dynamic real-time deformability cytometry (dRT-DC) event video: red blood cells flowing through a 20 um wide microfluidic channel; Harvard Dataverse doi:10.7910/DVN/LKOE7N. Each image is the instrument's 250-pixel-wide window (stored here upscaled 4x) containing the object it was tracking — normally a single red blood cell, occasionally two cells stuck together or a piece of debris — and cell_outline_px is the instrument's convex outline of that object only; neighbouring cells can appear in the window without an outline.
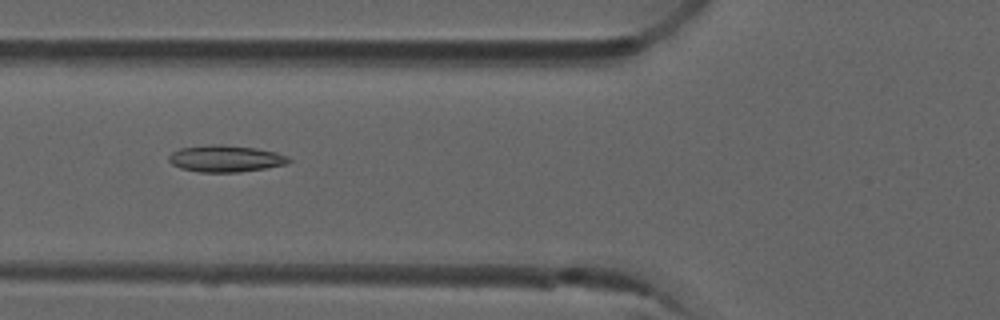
{"species": "common noctule bat (a hibernating species)", "species_latin": "Nyctalus noctula", "temperature_condition": "room temperature", "stored_images_in_passage": 6, "camera_frame_rate_fps": 3000, "um_per_image_px": 0.085, "animal": {"sex": "male", "forearm_length_mm": 52.5}, "frame": {"image": 1, "passage_image": 3, "time_ms": 0.667, "image_size_px": [1000, 320], "cell_outline_px": [[292, 160], [284, 164], [264, 168], [240, 172], [200, 172], [180, 168], [172, 164], [168, 160], [168, 156], [172, 152], [180, 148], [208, 144], [224, 144], [256, 148], [276, 152], [288, 156]], "centroid_in_image_um": [19.14, 13.47], "position_along_channel_um": 106.7, "area_um2": 18.73}}
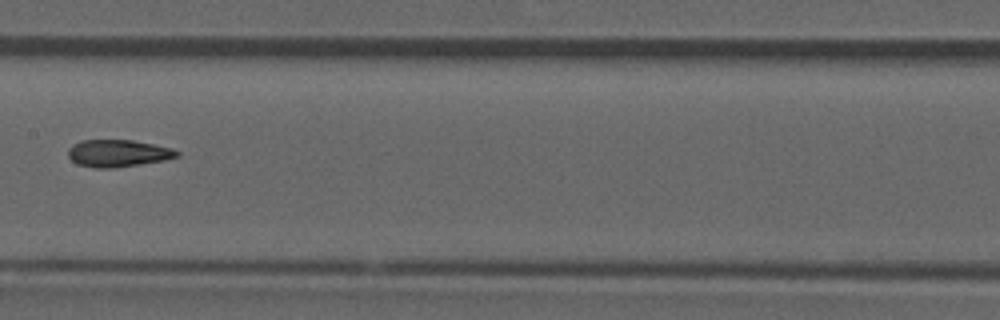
{"frame": {"image": 2, "passage_image": 5, "time_ms": 1.333, "image_size_px": [1000, 320], "cell_outline_px": [[180, 156], [164, 160], [112, 168], [96, 168], [76, 164], [68, 156], [68, 148], [80, 140], [132, 140], [172, 148], [180, 152]], "centroid_in_image_um": [10.01, 13.02], "position_along_channel_um": 197.4, "area_um2": 17.17}}
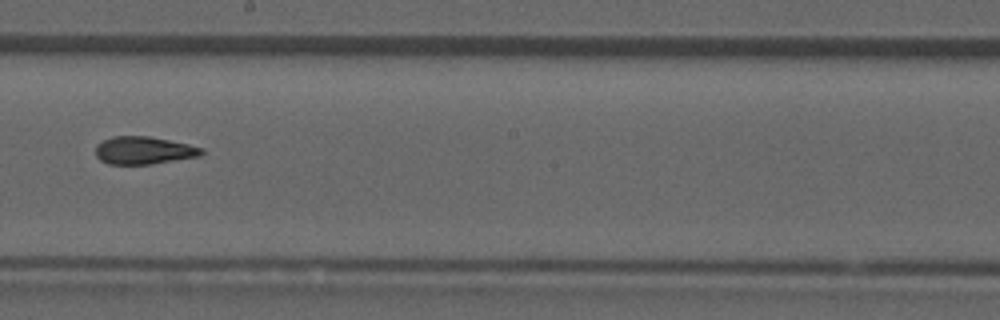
{"frame": {"image": 3, "passage_image": 6, "time_ms": 1.667, "image_size_px": [1000, 320], "cell_outline_px": [[204, 152], [200, 156], [152, 164], [108, 164], [100, 160], [96, 156], [96, 144], [112, 136], [148, 136], [188, 144], [204, 148]], "centroid_in_image_um": [12.22, 12.78], "position_along_channel_um": 236.0, "area_um2": 17.11}}